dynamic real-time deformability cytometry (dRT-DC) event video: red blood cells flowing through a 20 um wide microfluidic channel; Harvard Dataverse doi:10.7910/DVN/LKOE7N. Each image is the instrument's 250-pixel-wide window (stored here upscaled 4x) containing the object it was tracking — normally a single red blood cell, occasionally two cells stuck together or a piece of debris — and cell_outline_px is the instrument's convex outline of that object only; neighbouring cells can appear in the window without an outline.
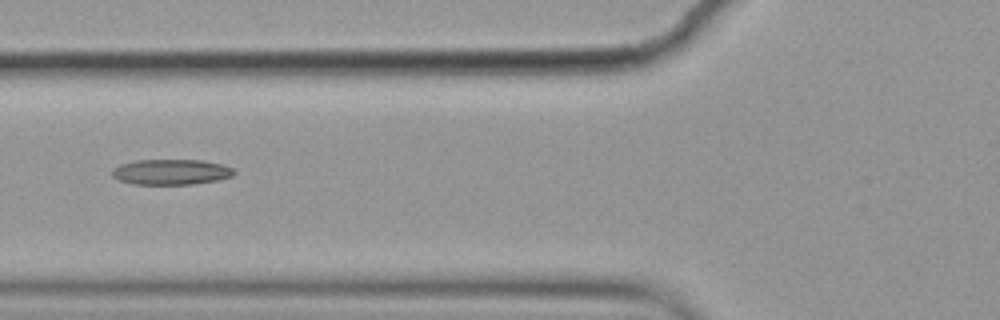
{"species": "common noctule bat (a hibernating species)", "species_latin": "Nyctalus noctula", "temperature_condition": "cold", "stored_images_in_passage": 14, "camera_frame_rate_fps": 3000, "um_per_image_px": 0.085, "animal": {"sex": "female", "body_mass_g": 19.9}, "frame": {"image": 1, "passage_image": 5, "time_ms": 1.333, "image_size_px": [1000, 320], "cell_outline_px": [[236, 172], [232, 176], [216, 180], [192, 184], [132, 184], [120, 180], [112, 176], [112, 168], [120, 164], [136, 160], [200, 160], [224, 164], [232, 168]], "centroid_in_image_um": [14.53, 14.61], "position_along_channel_um": 111.3, "area_um2": 18.09}}
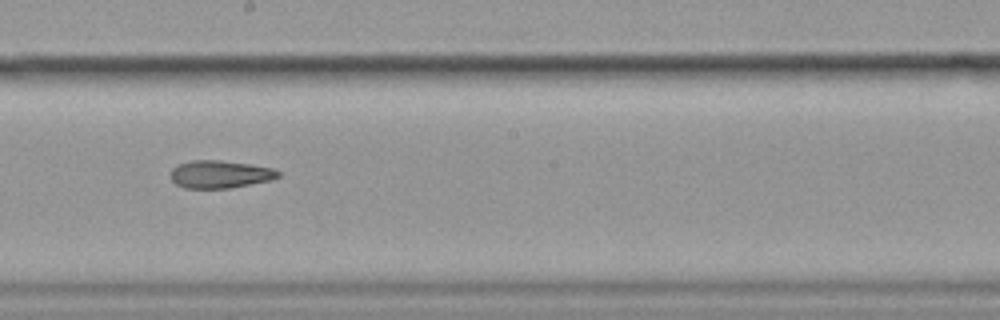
{"frame": {"image": 2, "passage_image": 8, "time_ms": 2.333, "image_size_px": [1000, 320], "cell_outline_px": [[280, 176], [272, 180], [228, 188], [184, 188], [176, 184], [172, 180], [172, 168], [180, 164], [192, 160], [220, 160], [248, 164], [272, 168], [280, 172]], "centroid_in_image_um": [18.71, 14.81], "position_along_channel_um": 229.5, "area_um2": 17.17}}
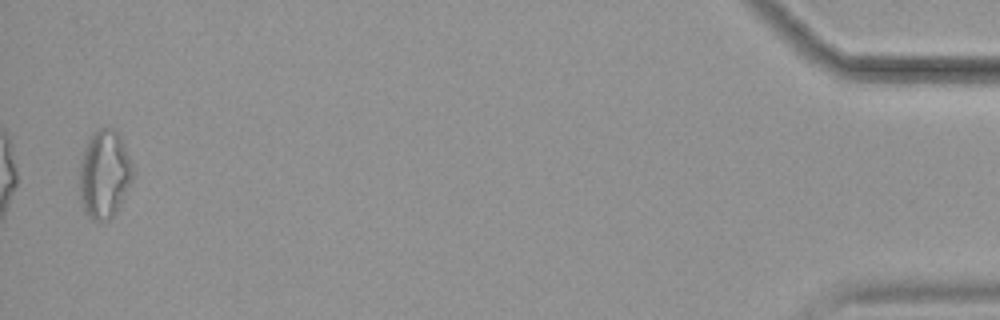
{"frame": {"image": 3, "passage_image": 14, "time_ms": 4.333, "image_size_px": [1000, 320], "cell_outline_px": [[132, 180], [116, 212], [108, 220], [96, 220], [88, 216], [84, 212], [80, 200], [80, 168], [84, 148], [88, 140], [100, 128], [112, 128], [120, 136], [132, 164]], "centroid_in_image_um": [8.86, 14.83], "position_along_channel_um": 426.3, "area_um2": 26.88}}